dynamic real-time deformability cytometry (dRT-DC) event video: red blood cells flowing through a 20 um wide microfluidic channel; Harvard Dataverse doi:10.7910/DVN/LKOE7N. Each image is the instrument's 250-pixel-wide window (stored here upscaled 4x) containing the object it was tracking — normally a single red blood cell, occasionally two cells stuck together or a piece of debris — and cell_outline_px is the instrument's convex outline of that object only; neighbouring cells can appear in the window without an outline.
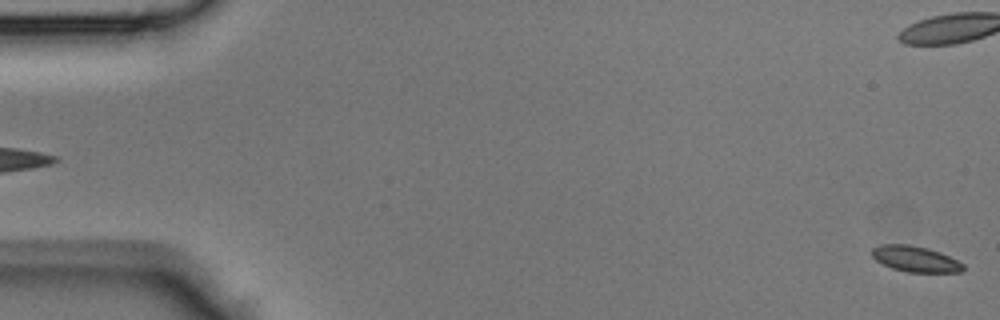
{"species": "Egyptian fruit bat (a non-hibernating species)", "species_latin": "Rousettus aegyptiacus", "temperature_condition": "room temperature", "stored_images_in_passage": 45, "camera_frame_rate_fps": 3000, "um_per_image_px": 0.085, "animal": {"sex": "male"}, "frame": {"image": 1, "passage_image": 1, "time_ms": 0.0, "image_size_px": [1000, 320], "cell_outline_px": [[964, 268], [960, 272], [908, 272], [892, 268], [876, 260], [872, 256], [872, 248], [880, 244], [908, 244], [928, 248], [940, 252], [964, 264]], "centroid_in_image_um": [77.79, 22.0], "position_along_channel_um": 7.2, "area_um2": 13.64}}